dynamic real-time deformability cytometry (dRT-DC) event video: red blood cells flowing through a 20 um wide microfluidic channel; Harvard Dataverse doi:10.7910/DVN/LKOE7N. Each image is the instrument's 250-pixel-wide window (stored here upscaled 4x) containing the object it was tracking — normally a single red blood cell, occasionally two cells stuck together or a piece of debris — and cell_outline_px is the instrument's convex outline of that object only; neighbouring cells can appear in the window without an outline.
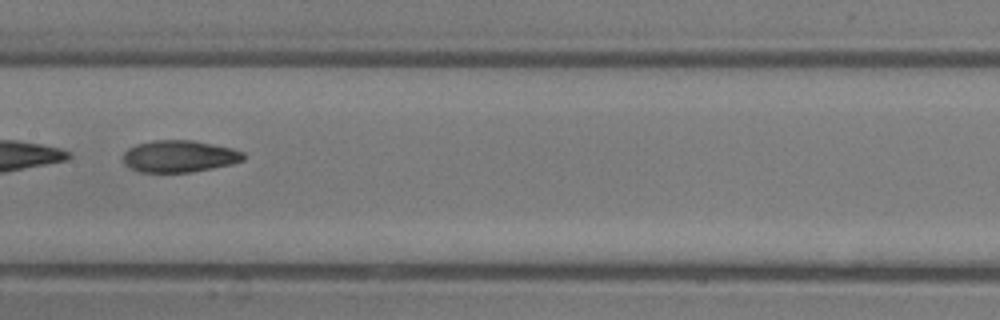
{"species": "common noctule bat (a hibernating species)", "species_latin": "Nyctalus noctula", "temperature_condition": "room temperature", "stored_images_in_passage": 29, "camera_frame_rate_fps": 3000, "um_per_image_px": 0.085, "animal": {"sex": "male", "body_mass_g": 13.3}, "frame": {"image": 1, "passage_image": 13, "time_ms": 4.0, "image_size_px": [1000, 320], "cell_outline_px": [[244, 160], [232, 164], [192, 172], [140, 172], [128, 168], [124, 164], [124, 152], [128, 148], [136, 144], [152, 140], [192, 140], [232, 148], [244, 152]], "centroid_in_image_um": [15.22, 13.28], "position_along_channel_um": 192.2, "area_um2": 22.48}, "authors_computed_cell_mechanics": {"area_um2": 22.7154, "velocity_mm_per_s": 4.8445, "shape_relaxation_time_tau1_ms": 3.8053, "shape_relaxation_time_tau2_ms": 3.097, "deformation_change_tau1": 0.165, "deformation_change_tau2": 0.1036}}